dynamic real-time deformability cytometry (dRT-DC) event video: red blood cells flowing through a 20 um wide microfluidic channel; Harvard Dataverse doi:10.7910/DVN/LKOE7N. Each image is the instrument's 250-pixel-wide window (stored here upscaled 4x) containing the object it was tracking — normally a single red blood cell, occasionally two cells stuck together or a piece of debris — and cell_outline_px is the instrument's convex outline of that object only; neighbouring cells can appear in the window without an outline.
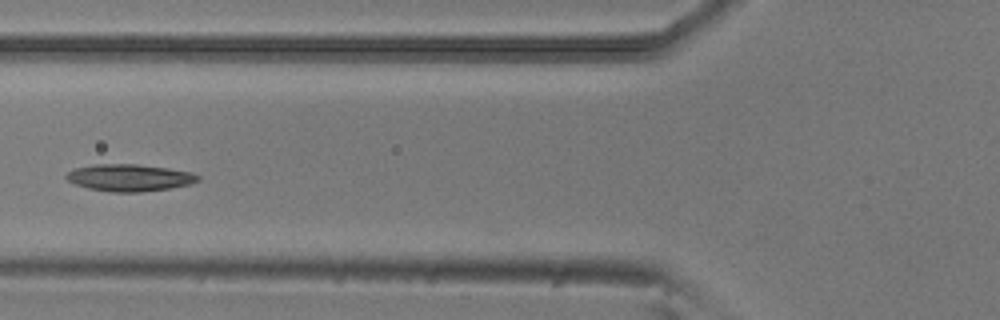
{"species": "common noctule bat (a hibernating species)", "species_latin": "Nyctalus noctula", "temperature_condition": "room temperature", "stored_images_in_passage": 6, "camera_frame_rate_fps": 3000, "um_per_image_px": 0.085, "animal": {"sex": "male", "body_mass_g": 20.5, "forearm_length_mm": 52.5}, "frame": {"image": 1, "passage_image": 6, "time_ms": 1.667, "image_size_px": [1000, 320], "cell_outline_px": [[200, 180], [192, 184], [168, 188], [140, 192], [112, 192], [88, 188], [76, 184], [68, 180], [64, 176], [72, 168], [96, 164], [136, 164], [168, 168], [192, 172], [200, 176]], "centroid_in_image_um": [11.01, 15.1], "position_along_channel_um": 114.8, "area_um2": 20.75}}